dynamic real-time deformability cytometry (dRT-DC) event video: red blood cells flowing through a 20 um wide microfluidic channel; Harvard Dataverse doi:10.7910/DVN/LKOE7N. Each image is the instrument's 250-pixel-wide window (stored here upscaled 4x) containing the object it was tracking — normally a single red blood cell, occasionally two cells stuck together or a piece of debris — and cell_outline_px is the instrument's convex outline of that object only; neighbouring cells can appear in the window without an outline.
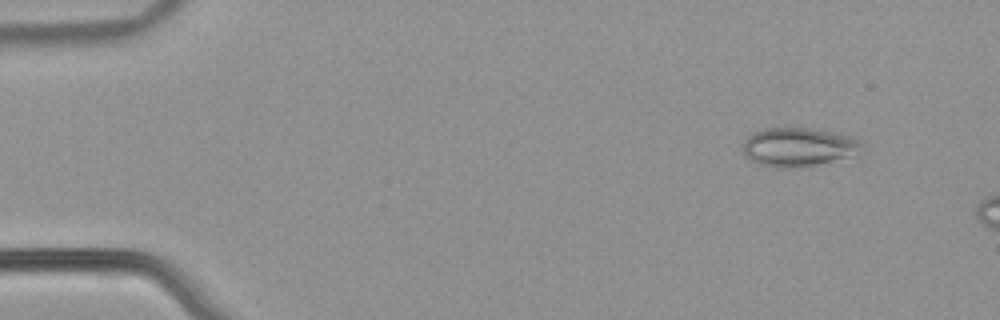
{"species": "common noctule bat (a hibernating species)", "species_latin": "Nyctalus noctula", "temperature_condition": "warm", "stored_images_in_passage": 12, "camera_frame_rate_fps": 3000, "um_per_image_px": 0.085, "animal": {"sex": "male", "body_mass_g": 21.5, "forearm_length_mm": 52.0}, "frame": {"image": 1, "passage_image": 6, "time_ms": 1.667, "image_size_px": [1000, 320], "cell_outline_px": [[860, 144], [856, 156], [816, 164], [792, 168], [776, 168], [756, 164], [744, 152], [744, 140], [752, 132], [764, 128], [808, 128], [852, 136], [860, 140]], "centroid_in_image_um": [67.84, 12.5], "position_along_channel_um": 17.2, "area_um2": 26.7}}